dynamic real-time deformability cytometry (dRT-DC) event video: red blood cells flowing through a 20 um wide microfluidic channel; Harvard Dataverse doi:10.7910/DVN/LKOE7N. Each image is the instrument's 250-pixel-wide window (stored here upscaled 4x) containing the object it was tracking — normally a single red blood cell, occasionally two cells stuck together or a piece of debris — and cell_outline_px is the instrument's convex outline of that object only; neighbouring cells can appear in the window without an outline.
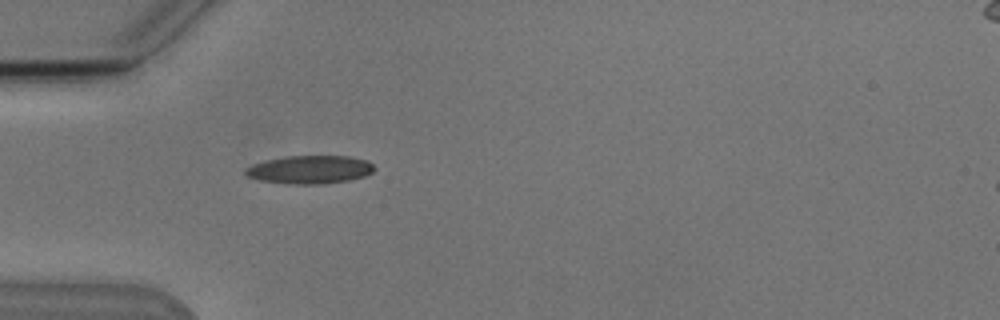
{"species": "Egyptian fruit bat (a non-hibernating species)", "species_latin": "Rousettus aegyptiacus", "temperature_condition": "cold", "stored_images_in_passage": 4, "camera_frame_rate_fps": 3000, "um_per_image_px": 0.085, "animal": {"sex": "male"}, "frame": {"image": 1, "passage_image": 4, "time_ms": 4.667, "image_size_px": [1000, 320], "cell_outline_px": [[376, 168], [372, 172], [364, 176], [348, 180], [324, 184], [292, 184], [260, 180], [248, 176], [244, 172], [244, 168], [252, 164], [268, 160], [288, 156], [348, 156], [364, 160], [372, 164]], "centroid_in_image_um": [26.33, 14.42], "position_along_channel_um": 58.7, "area_um2": 20.98}}